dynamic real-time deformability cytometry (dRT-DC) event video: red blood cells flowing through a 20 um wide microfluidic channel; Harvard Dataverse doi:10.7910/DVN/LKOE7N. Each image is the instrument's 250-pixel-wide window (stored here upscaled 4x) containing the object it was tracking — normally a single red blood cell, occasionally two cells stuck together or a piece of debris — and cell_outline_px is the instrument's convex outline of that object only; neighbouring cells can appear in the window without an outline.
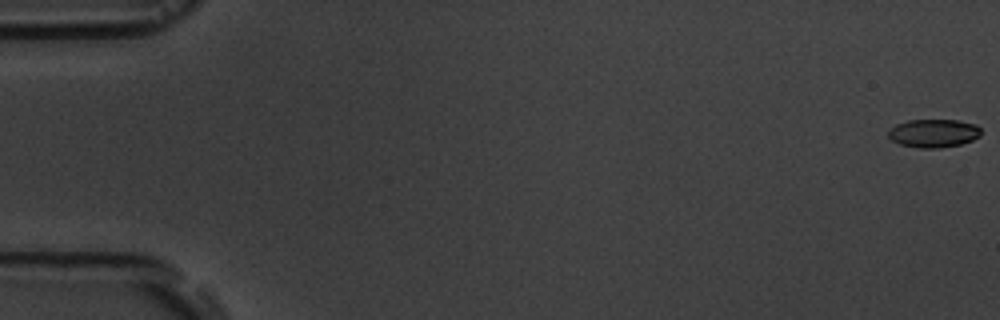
{"species": "common noctule bat (a hibernating species)", "species_latin": "Nyctalus noctula", "temperature_condition": "room temperature", "stored_images_in_passage": 5, "camera_frame_rate_fps": 3000, "um_per_image_px": 0.085, "animal": {"sex": "male", "body_mass_g": 19.5, "forearm_length_mm": 54.6}, "frame": {"image": 1, "passage_image": 1, "time_ms": 0.0, "image_size_px": [1000, 320], "cell_outline_px": [[980, 136], [972, 140], [960, 144], [940, 148], [920, 148], [900, 144], [892, 140], [888, 136], [888, 128], [896, 124], [908, 120], [956, 120], [976, 124], [980, 128]], "centroid_in_image_um": [79.33, 11.32], "position_along_channel_um": 5.7, "area_um2": 15.32}}
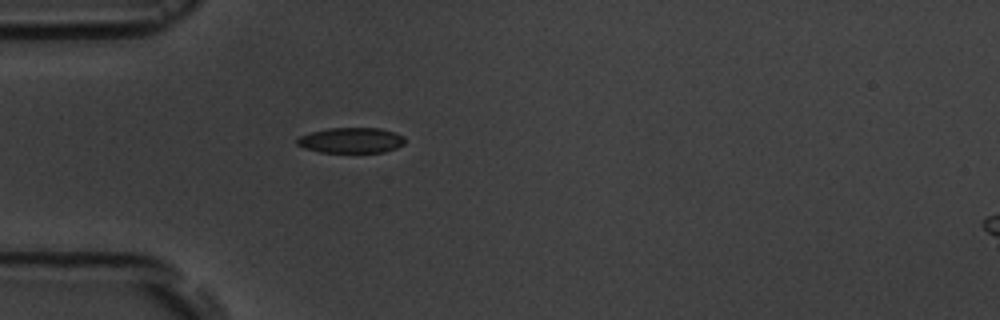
{"frame": {"image": 2, "passage_image": 5, "time_ms": 5.333, "image_size_px": [1000, 320], "cell_outline_px": [[404, 144], [396, 148], [384, 152], [320, 152], [304, 148], [296, 144], [296, 140], [300, 136], [312, 132], [328, 128], [380, 128], [396, 132], [404, 136]], "centroid_in_image_um": [29.86, 11.92], "position_along_channel_um": 55.1, "area_um2": 16.01}}